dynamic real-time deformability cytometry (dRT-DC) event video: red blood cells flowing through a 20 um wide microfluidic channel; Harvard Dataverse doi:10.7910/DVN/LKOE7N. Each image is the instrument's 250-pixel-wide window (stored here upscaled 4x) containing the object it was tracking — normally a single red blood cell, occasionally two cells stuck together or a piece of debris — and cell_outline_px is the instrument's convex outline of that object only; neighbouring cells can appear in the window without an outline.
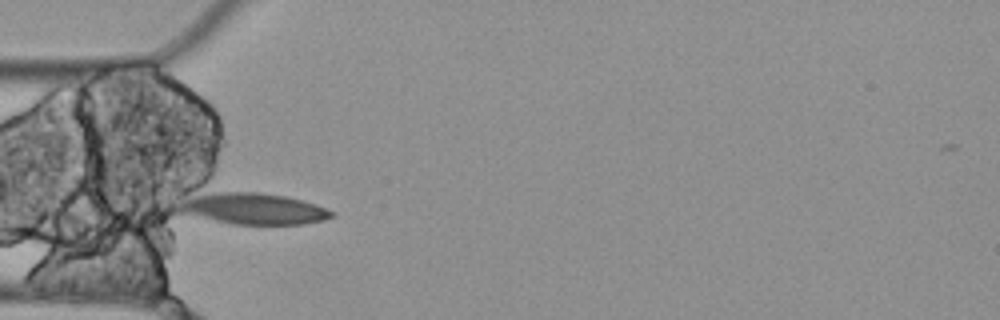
{"species": "Egyptian fruit bat (a non-hibernating species)", "species_latin": "Rousettus aegyptiacus", "temperature_condition": "cold", "stored_images_in_passage": 5, "camera_frame_rate_fps": 3000, "um_per_image_px": 0.085, "animal": {"sex": "female"}, "frame": {"image": 1, "passage_image": 5, "time_ms": 1.333, "image_size_px": [1000, 320], "cell_outline_px": [[336, 216], [324, 220], [304, 224], [232, 224], [176, 212], [176, 208], [196, 184], [200, 180], [284, 196], [300, 200], [336, 212]], "centroid_in_image_um": [21.11, 17.54], "position_along_channel_um": 63.9, "area_um2": 31.56}}